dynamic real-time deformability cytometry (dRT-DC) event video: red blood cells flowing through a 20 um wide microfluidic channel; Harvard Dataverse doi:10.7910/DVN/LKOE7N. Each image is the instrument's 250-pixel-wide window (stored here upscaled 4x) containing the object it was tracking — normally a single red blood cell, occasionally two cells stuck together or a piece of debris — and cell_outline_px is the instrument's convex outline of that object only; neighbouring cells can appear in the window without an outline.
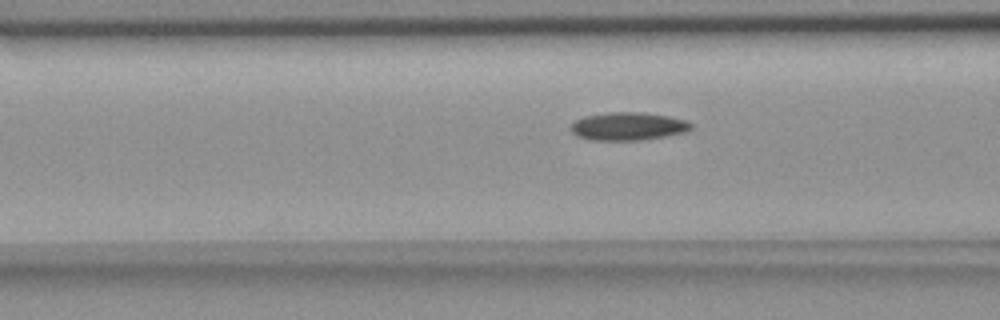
{"species": "common noctule bat (a hibernating species)", "species_latin": "Nyctalus noctula", "temperature_condition": "room temperature", "stored_images_in_passage": 39, "camera_frame_rate_fps": 3000, "um_per_image_px": 0.085, "animal": {"sex": "female", "body_mass_g": 18.4}, "frame": {"image": 1, "passage_image": 15, "time_ms": 4.667, "image_size_px": [1000, 320], "cell_outline_px": [[692, 128], [688, 132], [640, 140], [588, 140], [576, 136], [572, 132], [572, 124], [576, 120], [584, 116], [612, 112], [640, 112], [668, 116], [688, 120], [692, 124]], "centroid_in_image_um": [53.41, 10.74], "position_along_channel_um": 113.2, "area_um2": 19.65}}
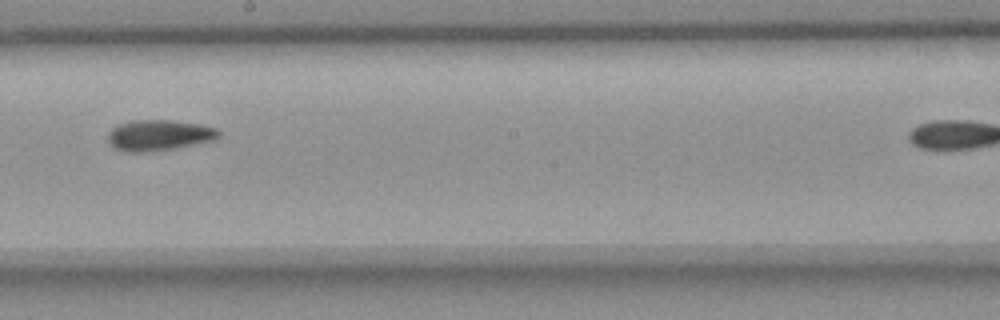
{"frame": {"image": 2, "passage_image": 25, "time_ms": 8.0, "image_size_px": [1000, 320], "cell_outline_px": [[220, 136], [216, 140], [176, 148], [140, 152], [124, 152], [112, 148], [108, 144], [108, 132], [112, 128], [120, 124], [132, 120], [172, 120], [200, 124], [216, 128], [220, 132]], "centroid_in_image_um": [13.5, 11.5], "position_along_channel_um": 234.7, "area_um2": 20.11}}
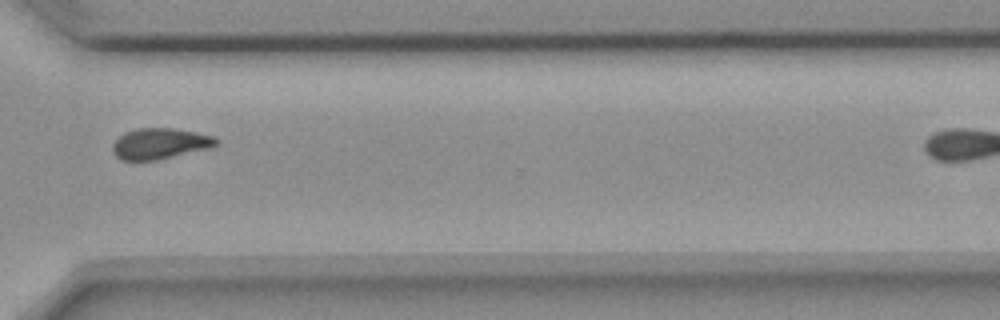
{"frame": {"image": 3, "passage_image": 35, "time_ms": 11.333, "image_size_px": [1000, 320], "cell_outline_px": [[220, 144], [212, 148], [156, 160], [120, 160], [112, 152], [112, 144], [124, 132], [136, 128], [172, 128], [212, 136], [220, 140]], "centroid_in_image_um": [13.6, 12.21], "position_along_channel_um": 357.0, "area_um2": 18.73}}